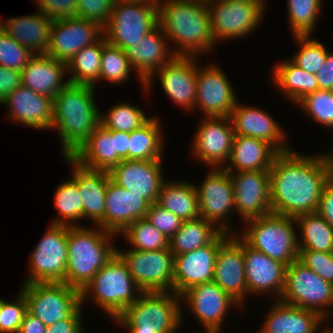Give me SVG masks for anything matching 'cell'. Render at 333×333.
Listing matches in <instances>:
<instances>
[{
    "instance_id": "1",
    "label": "cell",
    "mask_w": 333,
    "mask_h": 333,
    "mask_svg": "<svg viewBox=\"0 0 333 333\" xmlns=\"http://www.w3.org/2000/svg\"><path fill=\"white\" fill-rule=\"evenodd\" d=\"M269 175L272 213L296 218L318 212L324 186L330 180L324 154L279 153Z\"/></svg>"
},
{
    "instance_id": "2",
    "label": "cell",
    "mask_w": 333,
    "mask_h": 333,
    "mask_svg": "<svg viewBox=\"0 0 333 333\" xmlns=\"http://www.w3.org/2000/svg\"><path fill=\"white\" fill-rule=\"evenodd\" d=\"M162 2V3H161ZM158 5L159 26L175 43L176 56L200 57L216 45L205 0H164ZM200 54V55H199Z\"/></svg>"
},
{
    "instance_id": "3",
    "label": "cell",
    "mask_w": 333,
    "mask_h": 333,
    "mask_svg": "<svg viewBox=\"0 0 333 333\" xmlns=\"http://www.w3.org/2000/svg\"><path fill=\"white\" fill-rule=\"evenodd\" d=\"M94 89L69 83L53 98L52 128H57L63 156H72L100 124Z\"/></svg>"
},
{
    "instance_id": "4",
    "label": "cell",
    "mask_w": 333,
    "mask_h": 333,
    "mask_svg": "<svg viewBox=\"0 0 333 333\" xmlns=\"http://www.w3.org/2000/svg\"><path fill=\"white\" fill-rule=\"evenodd\" d=\"M98 228L68 226L65 283L80 291L117 253L110 241L115 234Z\"/></svg>"
},
{
    "instance_id": "5",
    "label": "cell",
    "mask_w": 333,
    "mask_h": 333,
    "mask_svg": "<svg viewBox=\"0 0 333 333\" xmlns=\"http://www.w3.org/2000/svg\"><path fill=\"white\" fill-rule=\"evenodd\" d=\"M181 296L170 292H141L114 320L130 333H176L182 322Z\"/></svg>"
},
{
    "instance_id": "6",
    "label": "cell",
    "mask_w": 333,
    "mask_h": 333,
    "mask_svg": "<svg viewBox=\"0 0 333 333\" xmlns=\"http://www.w3.org/2000/svg\"><path fill=\"white\" fill-rule=\"evenodd\" d=\"M244 223L247 228L239 237L249 247L287 266L299 258L295 218L270 213L248 219Z\"/></svg>"
},
{
    "instance_id": "7",
    "label": "cell",
    "mask_w": 333,
    "mask_h": 333,
    "mask_svg": "<svg viewBox=\"0 0 333 333\" xmlns=\"http://www.w3.org/2000/svg\"><path fill=\"white\" fill-rule=\"evenodd\" d=\"M133 291L137 294L141 293L129 272L127 264L116 253L82 288L80 291L81 305L90 294L93 296L96 305L101 306V309L114 321L138 298V295L134 294Z\"/></svg>"
},
{
    "instance_id": "8",
    "label": "cell",
    "mask_w": 333,
    "mask_h": 333,
    "mask_svg": "<svg viewBox=\"0 0 333 333\" xmlns=\"http://www.w3.org/2000/svg\"><path fill=\"white\" fill-rule=\"evenodd\" d=\"M27 311L47 327L69 320L81 307L80 290L64 282L23 284Z\"/></svg>"
},
{
    "instance_id": "9",
    "label": "cell",
    "mask_w": 333,
    "mask_h": 333,
    "mask_svg": "<svg viewBox=\"0 0 333 333\" xmlns=\"http://www.w3.org/2000/svg\"><path fill=\"white\" fill-rule=\"evenodd\" d=\"M280 301L314 311L326 319L329 317L328 307H333V284L297 259L287 266L286 283Z\"/></svg>"
},
{
    "instance_id": "10",
    "label": "cell",
    "mask_w": 333,
    "mask_h": 333,
    "mask_svg": "<svg viewBox=\"0 0 333 333\" xmlns=\"http://www.w3.org/2000/svg\"><path fill=\"white\" fill-rule=\"evenodd\" d=\"M158 25V5L116 0L103 34L108 43L125 51Z\"/></svg>"
},
{
    "instance_id": "11",
    "label": "cell",
    "mask_w": 333,
    "mask_h": 333,
    "mask_svg": "<svg viewBox=\"0 0 333 333\" xmlns=\"http://www.w3.org/2000/svg\"><path fill=\"white\" fill-rule=\"evenodd\" d=\"M212 34L218 40L244 37L259 26L265 7L252 0H205Z\"/></svg>"
},
{
    "instance_id": "12",
    "label": "cell",
    "mask_w": 333,
    "mask_h": 333,
    "mask_svg": "<svg viewBox=\"0 0 333 333\" xmlns=\"http://www.w3.org/2000/svg\"><path fill=\"white\" fill-rule=\"evenodd\" d=\"M68 225L51 224L30 255L24 284L64 282L68 259Z\"/></svg>"
},
{
    "instance_id": "13",
    "label": "cell",
    "mask_w": 333,
    "mask_h": 333,
    "mask_svg": "<svg viewBox=\"0 0 333 333\" xmlns=\"http://www.w3.org/2000/svg\"><path fill=\"white\" fill-rule=\"evenodd\" d=\"M117 254L129 268V272L141 292L173 291L174 255L169 248L140 251L130 249Z\"/></svg>"
},
{
    "instance_id": "14",
    "label": "cell",
    "mask_w": 333,
    "mask_h": 333,
    "mask_svg": "<svg viewBox=\"0 0 333 333\" xmlns=\"http://www.w3.org/2000/svg\"><path fill=\"white\" fill-rule=\"evenodd\" d=\"M209 171L201 187L195 185L200 217L216 226L219 224L220 230L232 234L230 220L226 219L232 212L230 210L235 208L234 185L230 173L224 168H213Z\"/></svg>"
},
{
    "instance_id": "15",
    "label": "cell",
    "mask_w": 333,
    "mask_h": 333,
    "mask_svg": "<svg viewBox=\"0 0 333 333\" xmlns=\"http://www.w3.org/2000/svg\"><path fill=\"white\" fill-rule=\"evenodd\" d=\"M232 234L222 232L212 243L174 256L173 291L182 295L187 289L213 281L219 248Z\"/></svg>"
},
{
    "instance_id": "16",
    "label": "cell",
    "mask_w": 333,
    "mask_h": 333,
    "mask_svg": "<svg viewBox=\"0 0 333 333\" xmlns=\"http://www.w3.org/2000/svg\"><path fill=\"white\" fill-rule=\"evenodd\" d=\"M234 136L230 117H206L193 138V155L209 167L223 168L229 161Z\"/></svg>"
},
{
    "instance_id": "17",
    "label": "cell",
    "mask_w": 333,
    "mask_h": 333,
    "mask_svg": "<svg viewBox=\"0 0 333 333\" xmlns=\"http://www.w3.org/2000/svg\"><path fill=\"white\" fill-rule=\"evenodd\" d=\"M103 35V28L90 20L78 17L54 20L46 54L68 63L77 52L92 45Z\"/></svg>"
},
{
    "instance_id": "18",
    "label": "cell",
    "mask_w": 333,
    "mask_h": 333,
    "mask_svg": "<svg viewBox=\"0 0 333 333\" xmlns=\"http://www.w3.org/2000/svg\"><path fill=\"white\" fill-rule=\"evenodd\" d=\"M232 88L228 77L217 65L198 67L194 109L201 108L205 117H230L237 103Z\"/></svg>"
},
{
    "instance_id": "19",
    "label": "cell",
    "mask_w": 333,
    "mask_h": 333,
    "mask_svg": "<svg viewBox=\"0 0 333 333\" xmlns=\"http://www.w3.org/2000/svg\"><path fill=\"white\" fill-rule=\"evenodd\" d=\"M229 173L234 185V210L244 222L272 213L269 170Z\"/></svg>"
},
{
    "instance_id": "20",
    "label": "cell",
    "mask_w": 333,
    "mask_h": 333,
    "mask_svg": "<svg viewBox=\"0 0 333 333\" xmlns=\"http://www.w3.org/2000/svg\"><path fill=\"white\" fill-rule=\"evenodd\" d=\"M197 57L175 56L157 70L146 82L144 91L151 90L154 75L159 74L165 93L181 108L193 110L197 90ZM196 60V61H195ZM150 88V89H149Z\"/></svg>"
},
{
    "instance_id": "21",
    "label": "cell",
    "mask_w": 333,
    "mask_h": 333,
    "mask_svg": "<svg viewBox=\"0 0 333 333\" xmlns=\"http://www.w3.org/2000/svg\"><path fill=\"white\" fill-rule=\"evenodd\" d=\"M161 163L162 160H122L109 171L110 179L152 204L157 202L166 181Z\"/></svg>"
},
{
    "instance_id": "22",
    "label": "cell",
    "mask_w": 333,
    "mask_h": 333,
    "mask_svg": "<svg viewBox=\"0 0 333 333\" xmlns=\"http://www.w3.org/2000/svg\"><path fill=\"white\" fill-rule=\"evenodd\" d=\"M185 297V298H184ZM204 329L221 331L226 313L231 306H240L215 282L202 283L187 289L181 295Z\"/></svg>"
},
{
    "instance_id": "23",
    "label": "cell",
    "mask_w": 333,
    "mask_h": 333,
    "mask_svg": "<svg viewBox=\"0 0 333 333\" xmlns=\"http://www.w3.org/2000/svg\"><path fill=\"white\" fill-rule=\"evenodd\" d=\"M235 233L219 248L213 282L234 298L240 306L247 294L244 268V241ZM243 303V304H242Z\"/></svg>"
},
{
    "instance_id": "24",
    "label": "cell",
    "mask_w": 333,
    "mask_h": 333,
    "mask_svg": "<svg viewBox=\"0 0 333 333\" xmlns=\"http://www.w3.org/2000/svg\"><path fill=\"white\" fill-rule=\"evenodd\" d=\"M244 268L247 293H275L280 300L286 283L287 265L271 259L244 242Z\"/></svg>"
},
{
    "instance_id": "25",
    "label": "cell",
    "mask_w": 333,
    "mask_h": 333,
    "mask_svg": "<svg viewBox=\"0 0 333 333\" xmlns=\"http://www.w3.org/2000/svg\"><path fill=\"white\" fill-rule=\"evenodd\" d=\"M149 203L109 179L105 197L104 230L121 234L133 222L146 217Z\"/></svg>"
},
{
    "instance_id": "26",
    "label": "cell",
    "mask_w": 333,
    "mask_h": 333,
    "mask_svg": "<svg viewBox=\"0 0 333 333\" xmlns=\"http://www.w3.org/2000/svg\"><path fill=\"white\" fill-rule=\"evenodd\" d=\"M72 164L71 177L77 182L78 192L83 203V219L89 218L97 227L104 229L105 197L108 171L89 169L79 164L71 156H62Z\"/></svg>"
},
{
    "instance_id": "27",
    "label": "cell",
    "mask_w": 333,
    "mask_h": 333,
    "mask_svg": "<svg viewBox=\"0 0 333 333\" xmlns=\"http://www.w3.org/2000/svg\"><path fill=\"white\" fill-rule=\"evenodd\" d=\"M230 119L235 135L264 140L279 153L290 151L285 142L282 127L269 115V112L252 106L239 105L238 101L231 112Z\"/></svg>"
},
{
    "instance_id": "28",
    "label": "cell",
    "mask_w": 333,
    "mask_h": 333,
    "mask_svg": "<svg viewBox=\"0 0 333 333\" xmlns=\"http://www.w3.org/2000/svg\"><path fill=\"white\" fill-rule=\"evenodd\" d=\"M167 37L158 25L142 39L125 50L130 65L136 70L143 88L145 82L160 68L170 62L176 55L169 49ZM171 51V52H170Z\"/></svg>"
},
{
    "instance_id": "29",
    "label": "cell",
    "mask_w": 333,
    "mask_h": 333,
    "mask_svg": "<svg viewBox=\"0 0 333 333\" xmlns=\"http://www.w3.org/2000/svg\"><path fill=\"white\" fill-rule=\"evenodd\" d=\"M9 108V119L37 129H52L53 99L20 85L1 103ZM10 112V113H9Z\"/></svg>"
},
{
    "instance_id": "30",
    "label": "cell",
    "mask_w": 333,
    "mask_h": 333,
    "mask_svg": "<svg viewBox=\"0 0 333 333\" xmlns=\"http://www.w3.org/2000/svg\"><path fill=\"white\" fill-rule=\"evenodd\" d=\"M66 72V62L47 54H36L21 71V85L53 99L70 83L63 81Z\"/></svg>"
},
{
    "instance_id": "31",
    "label": "cell",
    "mask_w": 333,
    "mask_h": 333,
    "mask_svg": "<svg viewBox=\"0 0 333 333\" xmlns=\"http://www.w3.org/2000/svg\"><path fill=\"white\" fill-rule=\"evenodd\" d=\"M323 321L314 311L275 300L259 333H317Z\"/></svg>"
},
{
    "instance_id": "32",
    "label": "cell",
    "mask_w": 333,
    "mask_h": 333,
    "mask_svg": "<svg viewBox=\"0 0 333 333\" xmlns=\"http://www.w3.org/2000/svg\"><path fill=\"white\" fill-rule=\"evenodd\" d=\"M0 21V28L34 55L46 54L52 20L42 12Z\"/></svg>"
},
{
    "instance_id": "33",
    "label": "cell",
    "mask_w": 333,
    "mask_h": 333,
    "mask_svg": "<svg viewBox=\"0 0 333 333\" xmlns=\"http://www.w3.org/2000/svg\"><path fill=\"white\" fill-rule=\"evenodd\" d=\"M279 152L268 142L253 137L235 135L230 165L223 168L227 172L270 170L275 157ZM233 168V169H232Z\"/></svg>"
},
{
    "instance_id": "34",
    "label": "cell",
    "mask_w": 333,
    "mask_h": 333,
    "mask_svg": "<svg viewBox=\"0 0 333 333\" xmlns=\"http://www.w3.org/2000/svg\"><path fill=\"white\" fill-rule=\"evenodd\" d=\"M71 157L86 168L109 172L122 161L116 153L115 130L99 124Z\"/></svg>"
},
{
    "instance_id": "35",
    "label": "cell",
    "mask_w": 333,
    "mask_h": 333,
    "mask_svg": "<svg viewBox=\"0 0 333 333\" xmlns=\"http://www.w3.org/2000/svg\"><path fill=\"white\" fill-rule=\"evenodd\" d=\"M156 203L182 221L200 217L199 201L194 183L164 182Z\"/></svg>"
},
{
    "instance_id": "36",
    "label": "cell",
    "mask_w": 333,
    "mask_h": 333,
    "mask_svg": "<svg viewBox=\"0 0 333 333\" xmlns=\"http://www.w3.org/2000/svg\"><path fill=\"white\" fill-rule=\"evenodd\" d=\"M222 232L219 225L201 217L183 221L180 229L169 239V249L174 256L191 252L212 243Z\"/></svg>"
},
{
    "instance_id": "37",
    "label": "cell",
    "mask_w": 333,
    "mask_h": 333,
    "mask_svg": "<svg viewBox=\"0 0 333 333\" xmlns=\"http://www.w3.org/2000/svg\"><path fill=\"white\" fill-rule=\"evenodd\" d=\"M273 69V82L296 104L307 94L318 90L316 74H311L291 60L278 63Z\"/></svg>"
},
{
    "instance_id": "38",
    "label": "cell",
    "mask_w": 333,
    "mask_h": 333,
    "mask_svg": "<svg viewBox=\"0 0 333 333\" xmlns=\"http://www.w3.org/2000/svg\"><path fill=\"white\" fill-rule=\"evenodd\" d=\"M295 220L302 239L298 240L299 250L333 252V227L318 212L299 215Z\"/></svg>"
},
{
    "instance_id": "39",
    "label": "cell",
    "mask_w": 333,
    "mask_h": 333,
    "mask_svg": "<svg viewBox=\"0 0 333 333\" xmlns=\"http://www.w3.org/2000/svg\"><path fill=\"white\" fill-rule=\"evenodd\" d=\"M157 117L130 132L129 160H162L164 141Z\"/></svg>"
},
{
    "instance_id": "40",
    "label": "cell",
    "mask_w": 333,
    "mask_h": 333,
    "mask_svg": "<svg viewBox=\"0 0 333 333\" xmlns=\"http://www.w3.org/2000/svg\"><path fill=\"white\" fill-rule=\"evenodd\" d=\"M103 36L92 45L85 46L67 63L68 78L72 84L91 85L99 82Z\"/></svg>"
},
{
    "instance_id": "41",
    "label": "cell",
    "mask_w": 333,
    "mask_h": 333,
    "mask_svg": "<svg viewBox=\"0 0 333 333\" xmlns=\"http://www.w3.org/2000/svg\"><path fill=\"white\" fill-rule=\"evenodd\" d=\"M54 195V205L57 212L60 213V217L51 224L78 226L79 223H75V221L83 219V203L77 182L72 177L69 178L57 187Z\"/></svg>"
},
{
    "instance_id": "42",
    "label": "cell",
    "mask_w": 333,
    "mask_h": 333,
    "mask_svg": "<svg viewBox=\"0 0 333 333\" xmlns=\"http://www.w3.org/2000/svg\"><path fill=\"white\" fill-rule=\"evenodd\" d=\"M133 250L153 251L169 248V239L145 218L129 225L122 233Z\"/></svg>"
},
{
    "instance_id": "43",
    "label": "cell",
    "mask_w": 333,
    "mask_h": 333,
    "mask_svg": "<svg viewBox=\"0 0 333 333\" xmlns=\"http://www.w3.org/2000/svg\"><path fill=\"white\" fill-rule=\"evenodd\" d=\"M131 69L133 68L130 65L127 53L120 47L108 43L103 35L99 81L100 79H106L114 84L123 83L130 76Z\"/></svg>"
},
{
    "instance_id": "44",
    "label": "cell",
    "mask_w": 333,
    "mask_h": 333,
    "mask_svg": "<svg viewBox=\"0 0 333 333\" xmlns=\"http://www.w3.org/2000/svg\"><path fill=\"white\" fill-rule=\"evenodd\" d=\"M100 113V124L108 130L132 132L144 125L150 118L137 106L129 103H120L112 106L103 117Z\"/></svg>"
},
{
    "instance_id": "45",
    "label": "cell",
    "mask_w": 333,
    "mask_h": 333,
    "mask_svg": "<svg viewBox=\"0 0 333 333\" xmlns=\"http://www.w3.org/2000/svg\"><path fill=\"white\" fill-rule=\"evenodd\" d=\"M320 5L321 0H287L289 24L293 36L313 34Z\"/></svg>"
},
{
    "instance_id": "46",
    "label": "cell",
    "mask_w": 333,
    "mask_h": 333,
    "mask_svg": "<svg viewBox=\"0 0 333 333\" xmlns=\"http://www.w3.org/2000/svg\"><path fill=\"white\" fill-rule=\"evenodd\" d=\"M311 37L312 35L294 36L299 51L289 60L308 73L316 74L324 65L328 51L322 43Z\"/></svg>"
},
{
    "instance_id": "47",
    "label": "cell",
    "mask_w": 333,
    "mask_h": 333,
    "mask_svg": "<svg viewBox=\"0 0 333 333\" xmlns=\"http://www.w3.org/2000/svg\"><path fill=\"white\" fill-rule=\"evenodd\" d=\"M297 104L317 123L333 129V90L318 89Z\"/></svg>"
},
{
    "instance_id": "48",
    "label": "cell",
    "mask_w": 333,
    "mask_h": 333,
    "mask_svg": "<svg viewBox=\"0 0 333 333\" xmlns=\"http://www.w3.org/2000/svg\"><path fill=\"white\" fill-rule=\"evenodd\" d=\"M34 54L0 28V65L22 71Z\"/></svg>"
},
{
    "instance_id": "49",
    "label": "cell",
    "mask_w": 333,
    "mask_h": 333,
    "mask_svg": "<svg viewBox=\"0 0 333 333\" xmlns=\"http://www.w3.org/2000/svg\"><path fill=\"white\" fill-rule=\"evenodd\" d=\"M13 302H6L0 299V332L18 333L21 322L27 312V301L20 291L17 299Z\"/></svg>"
},
{
    "instance_id": "50",
    "label": "cell",
    "mask_w": 333,
    "mask_h": 333,
    "mask_svg": "<svg viewBox=\"0 0 333 333\" xmlns=\"http://www.w3.org/2000/svg\"><path fill=\"white\" fill-rule=\"evenodd\" d=\"M116 0H77L76 17L90 20L104 28L109 20Z\"/></svg>"
},
{
    "instance_id": "51",
    "label": "cell",
    "mask_w": 333,
    "mask_h": 333,
    "mask_svg": "<svg viewBox=\"0 0 333 333\" xmlns=\"http://www.w3.org/2000/svg\"><path fill=\"white\" fill-rule=\"evenodd\" d=\"M298 260L325 281L333 284V252L299 250Z\"/></svg>"
},
{
    "instance_id": "52",
    "label": "cell",
    "mask_w": 333,
    "mask_h": 333,
    "mask_svg": "<svg viewBox=\"0 0 333 333\" xmlns=\"http://www.w3.org/2000/svg\"><path fill=\"white\" fill-rule=\"evenodd\" d=\"M145 219L170 239L181 227L183 221L172 214L169 210L162 208L156 202L149 205Z\"/></svg>"
},
{
    "instance_id": "53",
    "label": "cell",
    "mask_w": 333,
    "mask_h": 333,
    "mask_svg": "<svg viewBox=\"0 0 333 333\" xmlns=\"http://www.w3.org/2000/svg\"><path fill=\"white\" fill-rule=\"evenodd\" d=\"M37 8L52 21L77 15V0H35Z\"/></svg>"
},
{
    "instance_id": "54",
    "label": "cell",
    "mask_w": 333,
    "mask_h": 333,
    "mask_svg": "<svg viewBox=\"0 0 333 333\" xmlns=\"http://www.w3.org/2000/svg\"><path fill=\"white\" fill-rule=\"evenodd\" d=\"M21 85V71L0 65V104Z\"/></svg>"
},
{
    "instance_id": "55",
    "label": "cell",
    "mask_w": 333,
    "mask_h": 333,
    "mask_svg": "<svg viewBox=\"0 0 333 333\" xmlns=\"http://www.w3.org/2000/svg\"><path fill=\"white\" fill-rule=\"evenodd\" d=\"M80 308L69 320H58L47 327L46 333H84Z\"/></svg>"
},
{
    "instance_id": "56",
    "label": "cell",
    "mask_w": 333,
    "mask_h": 333,
    "mask_svg": "<svg viewBox=\"0 0 333 333\" xmlns=\"http://www.w3.org/2000/svg\"><path fill=\"white\" fill-rule=\"evenodd\" d=\"M318 213L333 227V181L329 180L323 189Z\"/></svg>"
},
{
    "instance_id": "57",
    "label": "cell",
    "mask_w": 333,
    "mask_h": 333,
    "mask_svg": "<svg viewBox=\"0 0 333 333\" xmlns=\"http://www.w3.org/2000/svg\"><path fill=\"white\" fill-rule=\"evenodd\" d=\"M318 89L333 90V52H328L324 65L316 73Z\"/></svg>"
},
{
    "instance_id": "58",
    "label": "cell",
    "mask_w": 333,
    "mask_h": 333,
    "mask_svg": "<svg viewBox=\"0 0 333 333\" xmlns=\"http://www.w3.org/2000/svg\"><path fill=\"white\" fill-rule=\"evenodd\" d=\"M47 326L28 311L23 317L18 333H46Z\"/></svg>"
},
{
    "instance_id": "59",
    "label": "cell",
    "mask_w": 333,
    "mask_h": 333,
    "mask_svg": "<svg viewBox=\"0 0 333 333\" xmlns=\"http://www.w3.org/2000/svg\"><path fill=\"white\" fill-rule=\"evenodd\" d=\"M129 132L115 131L116 153L122 160H129Z\"/></svg>"
},
{
    "instance_id": "60",
    "label": "cell",
    "mask_w": 333,
    "mask_h": 333,
    "mask_svg": "<svg viewBox=\"0 0 333 333\" xmlns=\"http://www.w3.org/2000/svg\"><path fill=\"white\" fill-rule=\"evenodd\" d=\"M122 2H131L138 4L159 5L162 0H119Z\"/></svg>"
},
{
    "instance_id": "61",
    "label": "cell",
    "mask_w": 333,
    "mask_h": 333,
    "mask_svg": "<svg viewBox=\"0 0 333 333\" xmlns=\"http://www.w3.org/2000/svg\"><path fill=\"white\" fill-rule=\"evenodd\" d=\"M327 162H328V166H329V174H330V180H333V152L331 153H327L324 154Z\"/></svg>"
},
{
    "instance_id": "62",
    "label": "cell",
    "mask_w": 333,
    "mask_h": 333,
    "mask_svg": "<svg viewBox=\"0 0 333 333\" xmlns=\"http://www.w3.org/2000/svg\"><path fill=\"white\" fill-rule=\"evenodd\" d=\"M320 333V332H319ZM321 333H333V329L331 328V327H326L325 329H324V331H322Z\"/></svg>"
},
{
    "instance_id": "63",
    "label": "cell",
    "mask_w": 333,
    "mask_h": 333,
    "mask_svg": "<svg viewBox=\"0 0 333 333\" xmlns=\"http://www.w3.org/2000/svg\"><path fill=\"white\" fill-rule=\"evenodd\" d=\"M196 333H200V332H196ZM204 333V332H201ZM206 333H221L220 331L217 330H213V329H206Z\"/></svg>"
},
{
    "instance_id": "64",
    "label": "cell",
    "mask_w": 333,
    "mask_h": 333,
    "mask_svg": "<svg viewBox=\"0 0 333 333\" xmlns=\"http://www.w3.org/2000/svg\"><path fill=\"white\" fill-rule=\"evenodd\" d=\"M252 1H255V2H259V3H261L264 7H266L265 5V3H266V1L265 0H252Z\"/></svg>"
}]
</instances>
